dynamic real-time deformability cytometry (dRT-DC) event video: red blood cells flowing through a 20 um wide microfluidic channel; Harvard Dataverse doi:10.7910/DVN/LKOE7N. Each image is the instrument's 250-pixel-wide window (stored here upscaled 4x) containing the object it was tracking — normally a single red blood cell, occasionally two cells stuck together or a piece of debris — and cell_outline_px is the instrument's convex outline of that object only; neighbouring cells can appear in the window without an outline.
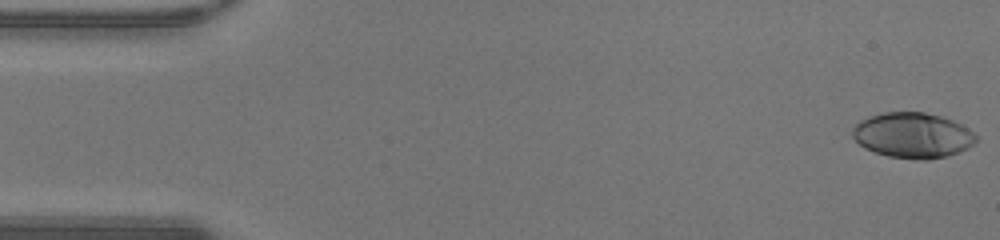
{"species": "human", "species_latin": "Homo sapiens", "temperature_condition": "warm", "stored_images_in_passage": 48, "camera_frame_rate_fps": 3000, "um_per_image_px": 0.085, "donor": {"sex": "male"}, "frame": {"image": 1, "passage_image": 1, "time_ms": 0.0, "image_size_px": [1000, 240], "cell_outline_px": [[976, 140], [968, 148], [948, 156], [928, 160], [916, 160], [888, 156], [864, 148], [852, 136], [852, 128], [860, 120], [884, 112], [924, 112], [940, 116], [952, 120], [968, 128], [976, 136]], "centroid_in_image_um": [77.57, 11.51], "position_along_channel_um": 7.4, "area_um2": 32.6}}
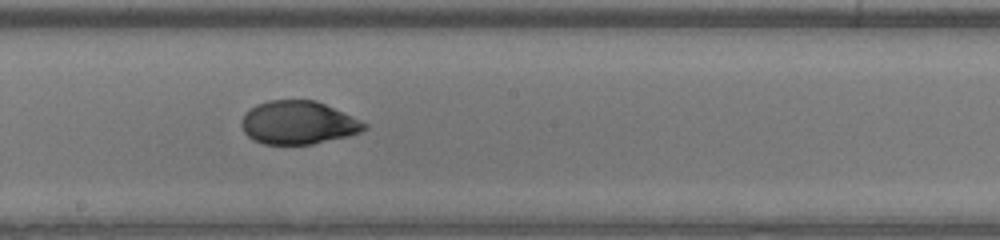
{"frame": {"image": 2, "passage_image": 26, "time_ms": 8.333, "image_size_px": [1000, 240], "cell_outline_px": [[368, 128], [360, 132], [348, 136], [312, 144], [264, 144], [252, 140], [244, 132], [240, 124], [244, 112], [256, 104], [268, 100], [316, 100], [352, 116], [368, 124]], "centroid_in_image_um": [25.32, 10.42], "position_along_channel_um": 222.9, "area_um2": 31.1}}
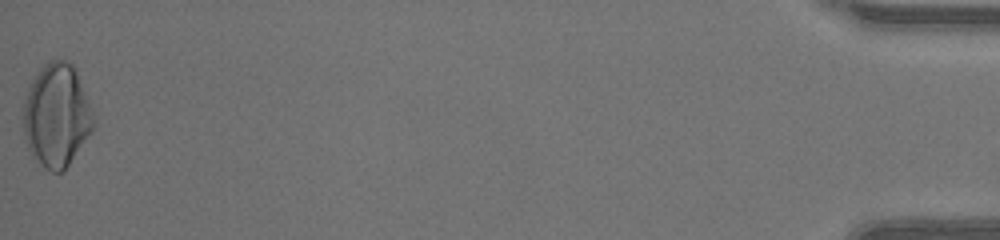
{"frame": {"image": 3, "passage_image": 48, "time_ms": 15.667, "image_size_px": [1000, 240], "cell_outline_px": [[92, 128], [68, 164], [60, 172], [52, 172], [44, 168], [40, 164], [28, 148], [24, 132], [24, 100], [32, 80], [40, 68], [48, 60], [68, 60], [72, 64], [76, 72], [88, 104], [92, 116]], "centroid_in_image_um": [4.76, 9.79], "position_along_channel_um": 430.4, "area_um2": 40.75}, "authors_computed_cell_mechanics": {"area_um2": 32.2813, "velocity_mm_per_s": 4.3208, "shape_relaxation_time_tau1_ms": 6.8121, "shape_relaxation_time_tau2_ms": 1.0048, "deformation_change_tau1": 0.2607, "deformation_change_tau2": 0.0449}}